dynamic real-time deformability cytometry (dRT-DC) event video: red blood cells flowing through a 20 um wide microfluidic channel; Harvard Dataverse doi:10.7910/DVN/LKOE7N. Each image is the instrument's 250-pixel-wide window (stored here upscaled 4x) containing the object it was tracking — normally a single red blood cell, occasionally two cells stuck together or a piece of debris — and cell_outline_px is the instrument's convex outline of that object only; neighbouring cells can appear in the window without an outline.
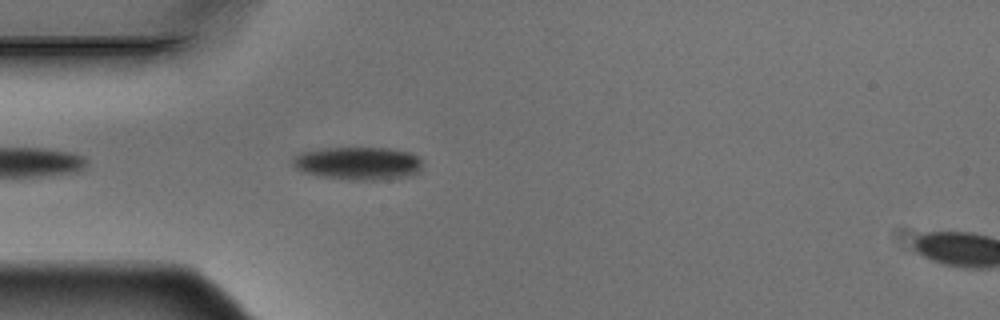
{"species": "Egyptian fruit bat (a non-hibernating species)", "species_latin": "Rousettus aegyptiacus", "temperature_condition": "warm", "stored_images_in_passage": 4, "segment_of_instrument_passage": [1, 2], "camera_frame_rate_fps": 3000, "um_per_image_px": 0.085, "animal": {"sex": "male"}, "frame": {"image": 1, "passage_image": 3, "time_ms": 0.667, "image_size_px": [1000, 320], "cell_outline_px": [[424, 160], [420, 172], [404, 176], [376, 180], [352, 180], [320, 176], [304, 172], [296, 168], [292, 164], [292, 160], [296, 156], [304, 152], [320, 148], [388, 148], [412, 152], [420, 156]], "centroid_in_image_um": [30.5, 13.87], "position_along_channel_um": 54.5, "area_um2": 25.03}}